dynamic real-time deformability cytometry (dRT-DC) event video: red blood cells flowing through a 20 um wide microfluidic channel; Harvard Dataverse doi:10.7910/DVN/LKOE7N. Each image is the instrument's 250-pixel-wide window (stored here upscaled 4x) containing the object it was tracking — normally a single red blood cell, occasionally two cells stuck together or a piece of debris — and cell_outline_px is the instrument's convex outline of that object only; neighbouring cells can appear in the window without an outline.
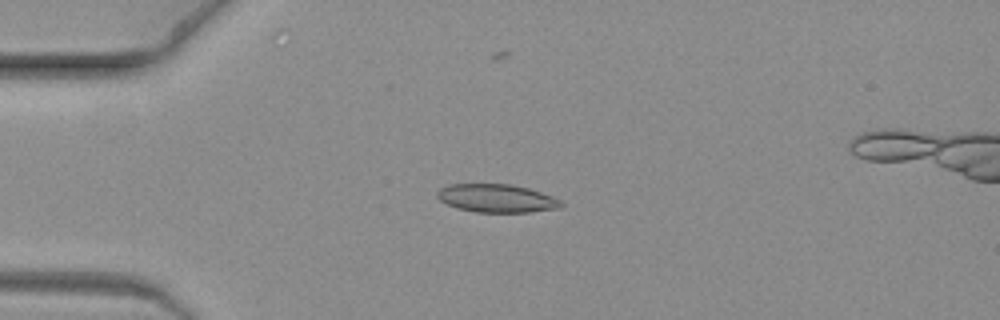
{"species": "common noctule bat (a hibernating species)", "species_latin": "Nyctalus noctula", "temperature_condition": "warm", "stored_images_in_passage": 8, "camera_frame_rate_fps": 3000, "um_per_image_px": 0.085, "animal": {"sex": "female", "body_mass_g": 19.3, "forearm_length_mm": 54.1}, "frame": {"image": 1, "passage_image": 6, "time_ms": 1.667, "image_size_px": [1000, 320], "cell_outline_px": [[564, 204], [560, 208], [532, 212], [476, 212], [456, 208], [440, 200], [436, 196], [436, 192], [440, 188], [448, 184], [512, 184], [528, 188], [552, 196], [560, 200]], "centroid_in_image_um": [42.21, 16.85], "position_along_channel_um": 42.8, "area_um2": 20.46}}